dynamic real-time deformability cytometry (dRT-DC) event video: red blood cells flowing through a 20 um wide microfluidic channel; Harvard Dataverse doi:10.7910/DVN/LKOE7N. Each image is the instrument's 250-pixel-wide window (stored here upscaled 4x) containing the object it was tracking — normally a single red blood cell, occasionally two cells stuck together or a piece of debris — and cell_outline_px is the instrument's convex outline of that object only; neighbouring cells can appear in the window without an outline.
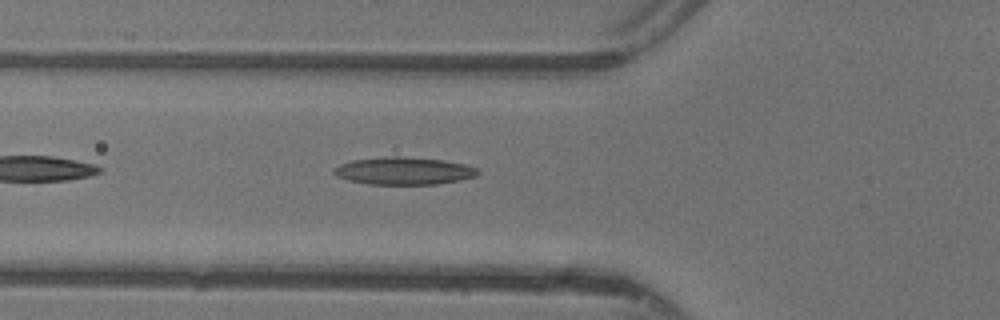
{"species": "common noctule bat (a hibernating species)", "species_latin": "Nyctalus noctula", "temperature_condition": "warm", "stored_images_in_passage": 19, "camera_frame_rate_fps": 3000, "um_per_image_px": 0.085, "animal": {"sex": "female"}, "frame": {"image": 1, "passage_image": 2, "time_ms": 0.333, "image_size_px": [1000, 320], "cell_outline_px": [[480, 172], [476, 176], [460, 180], [436, 184], [368, 184], [348, 180], [336, 176], [332, 172], [340, 164], [352, 160], [388, 156], [400, 156], [444, 160], [464, 164], [476, 168]], "centroid_in_image_um": [34.32, 14.52], "position_along_channel_um": 91.5, "area_um2": 23.0}}
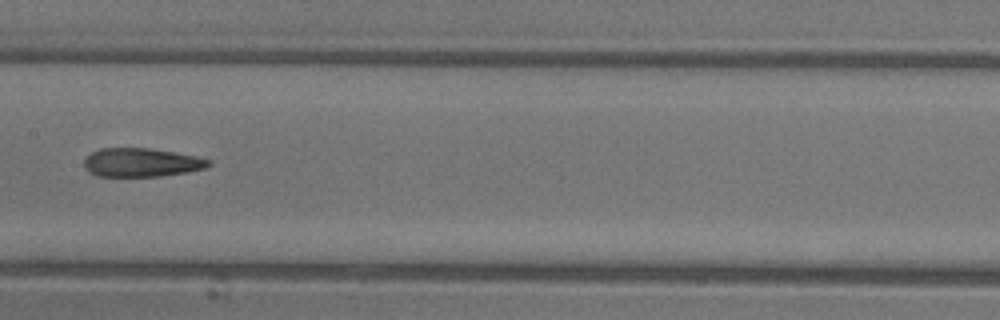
{"frame": {"image": 2, "passage_image": 9, "time_ms": 2.667, "image_size_px": [1000, 320], "cell_outline_px": [[212, 164], [204, 168], [188, 172], [160, 176], [96, 176], [88, 172], [84, 168], [84, 160], [92, 152], [100, 148], [148, 148], [196, 156], [212, 160]], "centroid_in_image_um": [12.01, 13.81], "position_along_channel_um": 195.4, "area_um2": 20.81}}
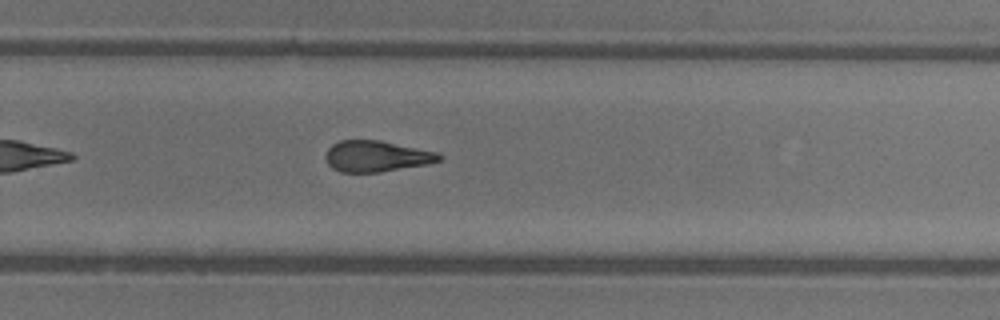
{"frame": {"image": 3, "passage_image": 16, "time_ms": 5.0, "image_size_px": [1000, 320], "cell_outline_px": [[444, 156], [440, 160], [428, 164], [380, 172], [340, 172], [332, 168], [328, 164], [324, 156], [328, 148], [332, 144], [340, 140], [380, 140], [436, 152]], "centroid_in_image_um": [31.97, 13.28], "position_along_channel_um": 297.8, "area_um2": 20.58}}